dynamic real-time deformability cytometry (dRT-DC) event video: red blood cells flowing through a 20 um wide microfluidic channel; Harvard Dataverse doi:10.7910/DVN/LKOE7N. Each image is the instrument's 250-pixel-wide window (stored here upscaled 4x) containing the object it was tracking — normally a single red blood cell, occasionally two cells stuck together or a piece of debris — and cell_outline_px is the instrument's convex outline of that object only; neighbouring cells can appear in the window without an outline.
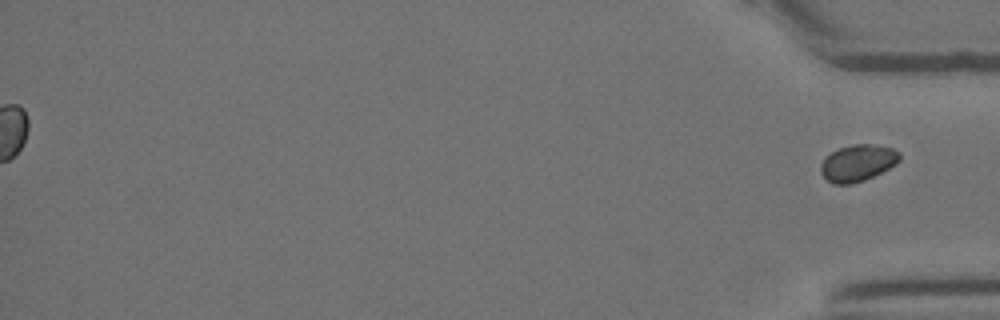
{"species": "Egyptian fruit bat (a non-hibernating species)", "species_latin": "Rousettus aegyptiacus", "temperature_condition": "room temperature", "stored_images_in_passage": 31, "segment_of_instrument_passage": [2, 2], "camera_frame_rate_fps": 3000, "um_per_image_px": 0.085, "animal": {"sex": "female"}, "frame": {"image": 1, "passage_image": 31, "time_ms": 10.0, "image_size_px": [1000, 320], "cell_outline_px": [[900, 160], [896, 164], [864, 180], [852, 184], [832, 184], [820, 172], [820, 164], [824, 156], [840, 148], [852, 144], [868, 144], [892, 148], [900, 152]], "centroid_in_image_um": [72.88, 13.85], "position_along_channel_um": 362.3, "area_um2": 16.76}}